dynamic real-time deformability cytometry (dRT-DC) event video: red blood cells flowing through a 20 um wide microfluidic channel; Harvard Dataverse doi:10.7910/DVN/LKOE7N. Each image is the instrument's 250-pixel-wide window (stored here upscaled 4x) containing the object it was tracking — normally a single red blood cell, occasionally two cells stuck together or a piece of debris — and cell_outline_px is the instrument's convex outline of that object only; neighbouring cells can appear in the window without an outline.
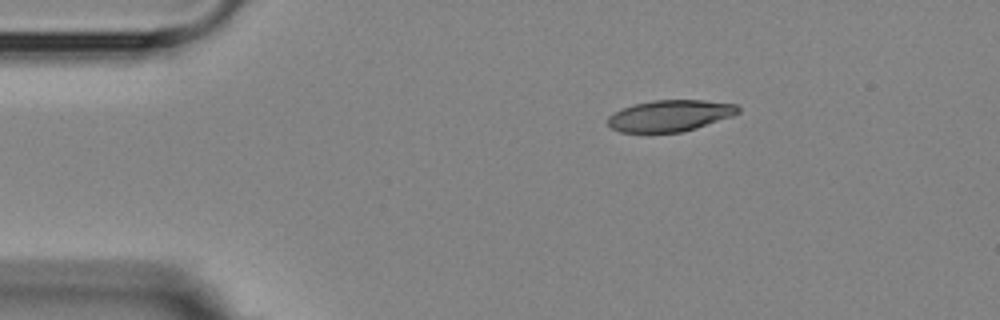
{"species": "Egyptian fruit bat (a non-hibernating species)", "species_latin": "Rousettus aegyptiacus", "temperature_condition": "room temperature", "stored_images_in_passage": 3, "camera_frame_rate_fps": 3000, "um_per_image_px": 0.085, "animal": {"sex": "female"}, "frame": {"image": 1, "passage_image": 1, "time_ms": 0.0, "image_size_px": [1000, 320], "cell_outline_px": [[740, 112], [732, 116], [696, 128], [680, 132], [620, 132], [612, 128], [608, 124], [608, 116], [612, 112], [632, 104], [652, 100], [704, 100], [736, 104], [740, 108]], "centroid_in_image_um": [56.93, 9.82], "position_along_channel_um": 28.1, "area_um2": 23.87}}
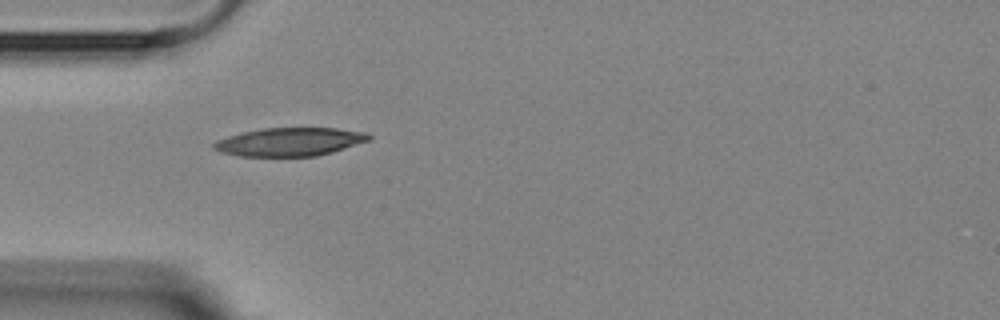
{"frame": {"image": 2, "passage_image": 3, "time_ms": 2.333, "image_size_px": [1000, 320], "cell_outline_px": [[372, 136], [368, 140], [332, 152], [316, 156], [240, 156], [220, 152], [212, 148], [212, 144], [216, 140], [228, 136], [244, 132], [264, 128], [336, 128], [364, 132]], "centroid_in_image_um": [24.58, 12.06], "position_along_channel_um": 60.4, "area_um2": 25.37}}